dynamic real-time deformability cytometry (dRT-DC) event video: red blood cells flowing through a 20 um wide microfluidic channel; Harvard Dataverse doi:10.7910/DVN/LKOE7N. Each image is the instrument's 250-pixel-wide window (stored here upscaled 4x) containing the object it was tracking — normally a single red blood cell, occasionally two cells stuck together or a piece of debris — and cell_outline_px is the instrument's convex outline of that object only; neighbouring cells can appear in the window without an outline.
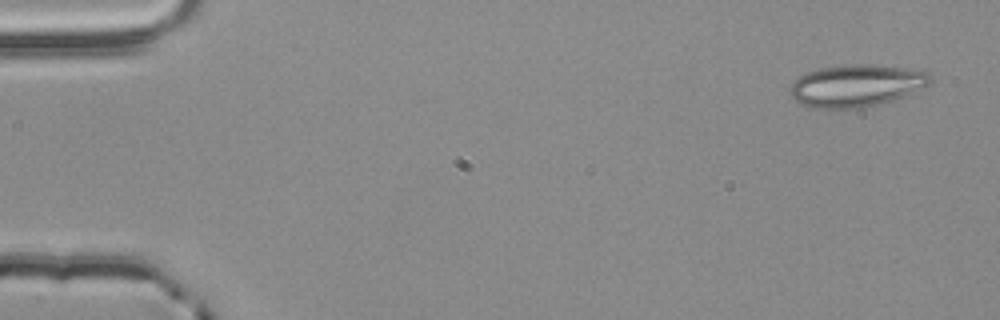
{"species": "common noctule bat (a hibernating species)", "species_latin": "Nyctalus noctula", "temperature_condition": "room temperature", "stored_images_in_passage": 4, "camera_frame_rate_fps": 3000, "um_per_image_px": 0.085, "animal": {"sex": "male", "body_mass_g": 20.4}, "frame": {"image": 1, "passage_image": 1, "time_ms": 0.0, "image_size_px": [1000, 320], "cell_outline_px": [[932, 80], [928, 84], [892, 100], [860, 108], [808, 108], [800, 104], [788, 92], [788, 88], [800, 76], [808, 72], [820, 68], [844, 64], [868, 64], [924, 68], [932, 76]], "centroid_in_image_um": [72.79, 7.25], "position_along_channel_um": 12.2, "area_um2": 34.68}}